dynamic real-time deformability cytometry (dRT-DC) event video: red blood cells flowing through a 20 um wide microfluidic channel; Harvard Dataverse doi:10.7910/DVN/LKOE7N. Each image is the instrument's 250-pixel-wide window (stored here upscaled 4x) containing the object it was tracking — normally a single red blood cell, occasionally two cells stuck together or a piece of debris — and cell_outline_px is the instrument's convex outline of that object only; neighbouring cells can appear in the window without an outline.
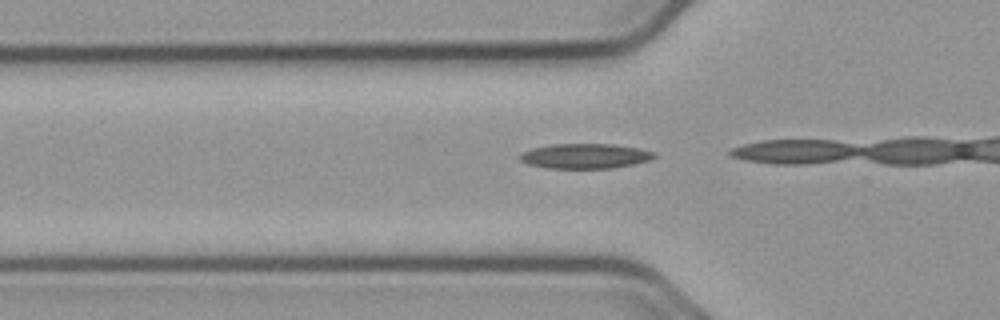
{"species": "common noctule bat (a hibernating species)", "species_latin": "Nyctalus noctula", "temperature_condition": "cold", "stored_images_in_passage": 4, "camera_frame_rate_fps": 3000, "um_per_image_px": 0.085, "animal": {"sex": "male", "body_mass_g": 23.1, "forearm_length_mm": 52.7}, "frame": {"image": 1, "passage_image": 2, "time_ms": 0.333, "image_size_px": [1000, 320], "cell_outline_px": [[656, 156], [652, 160], [612, 168], [548, 168], [528, 164], [520, 160], [520, 156], [524, 152], [532, 148], [552, 144], [612, 144], [636, 148], [656, 152]], "centroid_in_image_um": [49.76, 13.26], "position_along_channel_um": 76.0, "area_um2": 19.36}}